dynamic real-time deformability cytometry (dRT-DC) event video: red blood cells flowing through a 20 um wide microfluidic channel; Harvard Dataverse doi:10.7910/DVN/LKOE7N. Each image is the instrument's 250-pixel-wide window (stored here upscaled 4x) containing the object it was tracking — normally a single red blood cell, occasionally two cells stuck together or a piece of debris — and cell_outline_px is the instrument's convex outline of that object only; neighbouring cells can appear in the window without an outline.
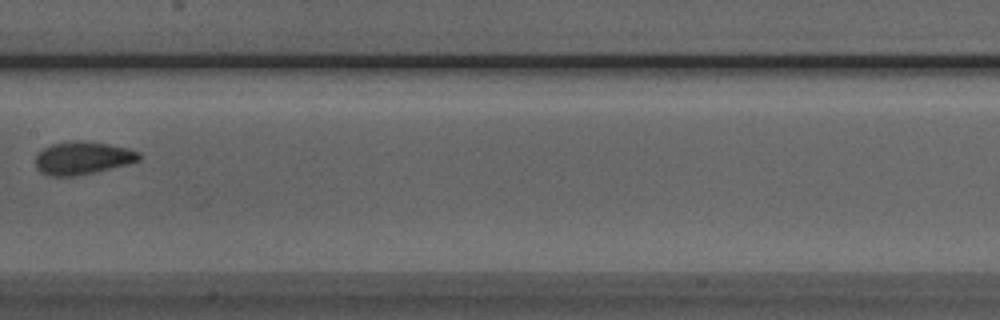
{"species": "Egyptian fruit bat (a non-hibernating species)", "species_latin": "Rousettus aegyptiacus", "temperature_condition": "room temperature", "stored_images_in_passage": 8, "camera_frame_rate_fps": 3000, "um_per_image_px": 0.085, "animal": {"sex": "male"}, "frame": {"image": 1, "passage_image": 7, "time_ms": 7.0, "image_size_px": [1000, 320], "cell_outline_px": [[140, 160], [128, 164], [92, 172], [72, 176], [52, 176], [40, 172], [36, 168], [36, 156], [44, 148], [52, 144], [80, 140], [108, 144], [128, 148], [140, 152]], "centroid_in_image_um": [7.03, 13.43], "position_along_channel_um": 200.4, "area_um2": 19.54}}
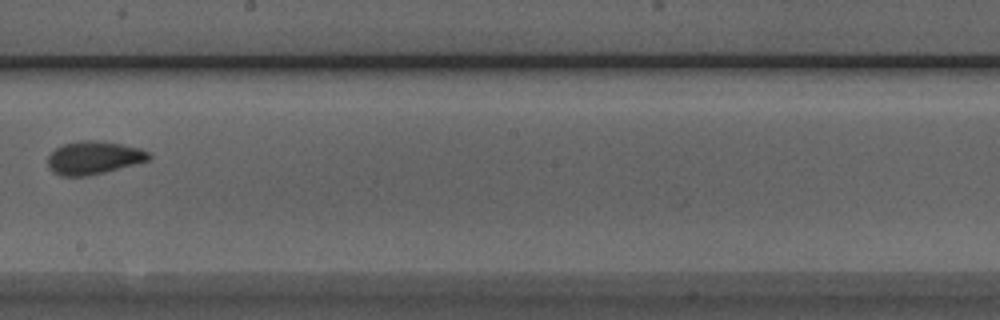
{"frame": {"image": 2, "passage_image": 8, "time_ms": 8.0, "image_size_px": [1000, 320], "cell_outline_px": [[152, 156], [148, 160], [104, 172], [88, 176], [60, 176], [52, 172], [48, 168], [48, 156], [56, 148], [64, 144], [80, 140], [96, 140], [120, 144], [140, 148], [152, 152]], "centroid_in_image_um": [7.95, 13.41], "position_along_channel_um": 240.2, "area_um2": 19.48}}